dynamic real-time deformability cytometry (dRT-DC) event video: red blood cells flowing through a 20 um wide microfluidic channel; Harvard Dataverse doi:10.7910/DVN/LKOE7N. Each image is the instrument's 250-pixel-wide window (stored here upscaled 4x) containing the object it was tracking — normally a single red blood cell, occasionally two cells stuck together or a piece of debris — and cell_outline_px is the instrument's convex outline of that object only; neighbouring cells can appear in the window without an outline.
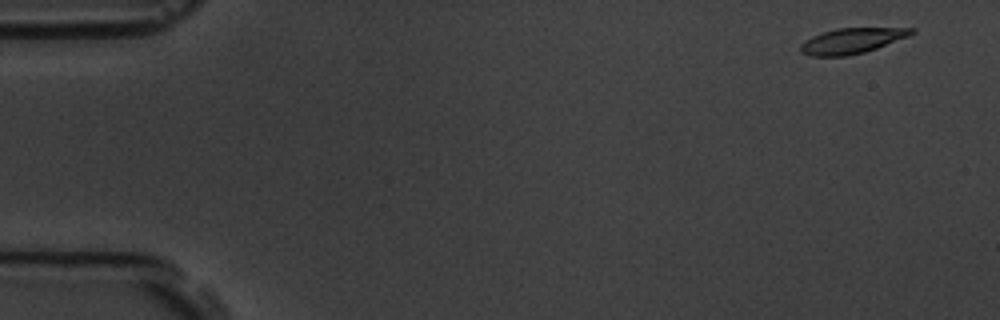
{"species": "common noctule bat (a hibernating species)", "species_latin": "Nyctalus noctula", "temperature_condition": "room temperature", "stored_images_in_passage": 13, "camera_frame_rate_fps": 3000, "um_per_image_px": 0.085, "animal": {"sex": "male", "body_mass_g": 19.5, "forearm_length_mm": 54.6}, "frame": {"image": 1, "passage_image": 2, "time_ms": 0.333, "image_size_px": [1000, 320], "cell_outline_px": [[916, 32], [908, 36], [876, 48], [864, 52], [844, 56], [812, 56], [800, 52], [800, 44], [812, 36], [836, 28], [916, 28]], "centroid_in_image_um": [72.4, 3.46], "position_along_channel_um": 12.6, "area_um2": 16.24}}